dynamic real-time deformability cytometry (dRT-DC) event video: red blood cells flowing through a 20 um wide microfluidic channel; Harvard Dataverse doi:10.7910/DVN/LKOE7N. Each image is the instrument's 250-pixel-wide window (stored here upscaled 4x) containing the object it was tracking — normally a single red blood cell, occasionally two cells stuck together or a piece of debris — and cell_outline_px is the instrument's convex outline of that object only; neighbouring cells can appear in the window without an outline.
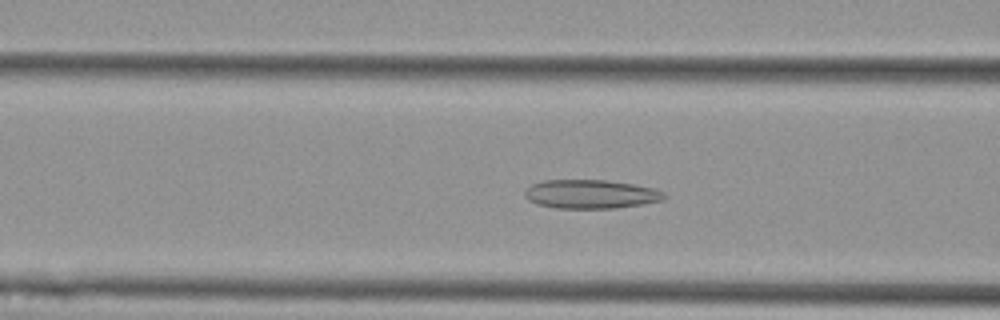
{"species": "Egyptian fruit bat (a non-hibernating species)", "species_latin": "Rousettus aegyptiacus", "temperature_condition": "cold", "stored_images_in_passage": 56, "camera_frame_rate_fps": 3000, "um_per_image_px": 0.085, "animal": {"sex": "female"}, "frame": {"image": 1, "passage_image": 21, "time_ms": 6.667, "image_size_px": [1000, 320], "cell_outline_px": [[668, 196], [664, 200], [616, 208], [556, 208], [536, 204], [528, 200], [524, 196], [524, 188], [532, 184], [544, 180], [604, 180], [632, 184], [652, 188], [664, 192]], "centroid_in_image_um": [50.17, 16.5], "position_along_channel_um": 116.4, "area_um2": 23.47}}
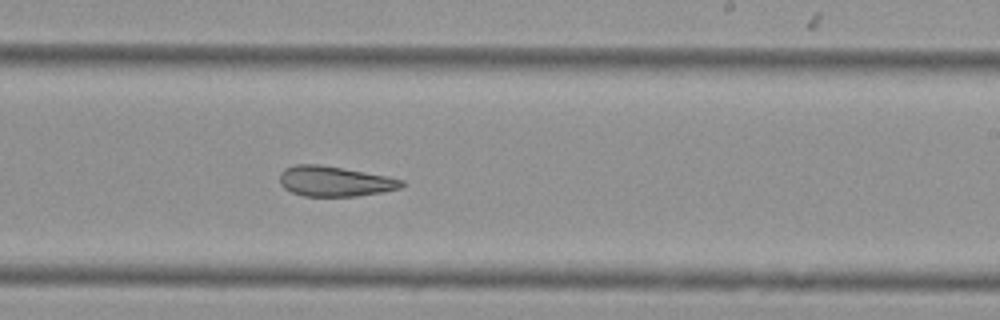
{"frame": {"image": 2, "passage_image": 33, "time_ms": 10.667, "image_size_px": [1000, 320], "cell_outline_px": [[404, 184], [400, 188], [380, 192], [356, 196], [304, 196], [292, 192], [284, 188], [280, 184], [280, 172], [284, 168], [296, 164], [320, 164], [388, 176], [404, 180]], "centroid_in_image_um": [28.42, 15.4], "position_along_channel_um": 260.6, "area_um2": 21.44}}
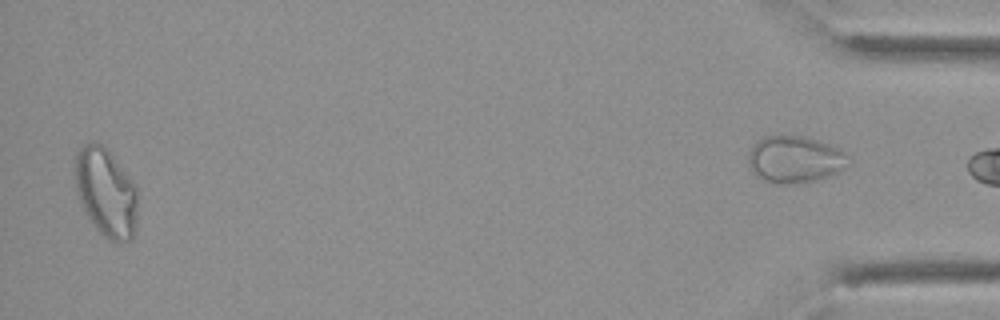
{"frame": {"image": 3, "passage_image": 54, "time_ms": 17.667, "image_size_px": [1000, 320], "cell_outline_px": [[136, 228], [132, 240], [116, 244], [108, 240], [96, 228], [88, 216], [76, 192], [72, 172], [76, 152], [84, 144], [96, 140], [104, 144], [136, 184]], "centroid_in_image_um": [8.98, 16.32], "position_along_channel_um": 426.2, "area_um2": 33.12}, "authors_computed_cell_mechanics": {"area_um2": 26.299, "velocity_mm_per_s": 3.6277, "shape_relaxation_time_tau1_ms": null, "shape_relaxation_time_tau2_ms": 4.5399, "deformation_change_tau1": null, "deformation_change_tau2": 0.1226}}